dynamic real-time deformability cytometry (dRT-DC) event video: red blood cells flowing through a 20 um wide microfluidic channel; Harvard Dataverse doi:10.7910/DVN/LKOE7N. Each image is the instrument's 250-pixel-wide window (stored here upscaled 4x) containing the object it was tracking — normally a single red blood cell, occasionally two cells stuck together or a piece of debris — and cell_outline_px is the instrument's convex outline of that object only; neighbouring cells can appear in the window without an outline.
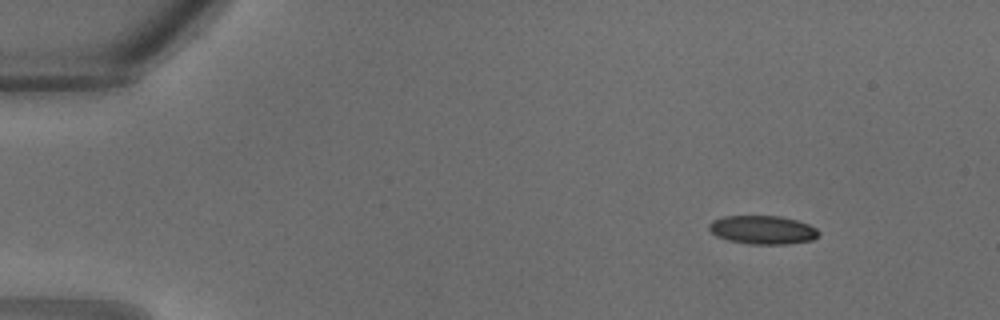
{"species": "common noctule bat (a hibernating species)", "species_latin": "Nyctalus noctula", "temperature_condition": "warm", "stored_images_in_passage": 29, "camera_frame_rate_fps": 3000, "um_per_image_px": 0.085, "animal": {"sex": "male", "body_mass_g": 18.8}, "frame": {"image": 1, "passage_image": 1, "time_ms": 0.0, "image_size_px": [1000, 320], "cell_outline_px": [[820, 236], [812, 240], [788, 244], [748, 244], [728, 240], [716, 236], [708, 228], [708, 224], [712, 220], [724, 216], [780, 216], [796, 220], [808, 224], [816, 228], [820, 232]], "centroid_in_image_um": [64.83, 19.54], "position_along_channel_um": 20.2, "area_um2": 18.38}}
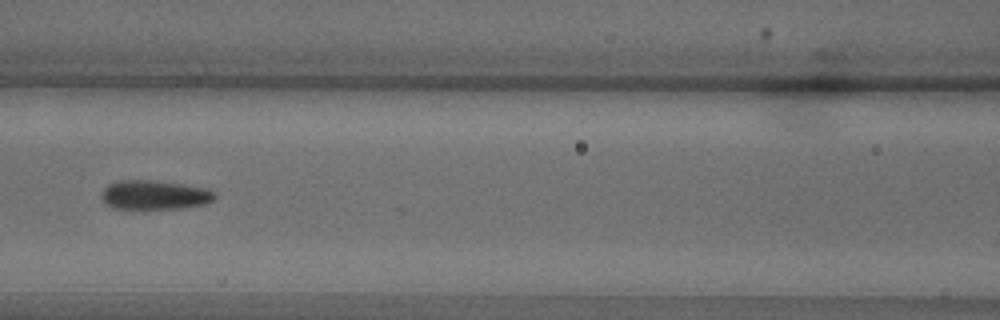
{"frame": {"image": 2, "passage_image": 12, "time_ms": 3.667, "image_size_px": [1000, 320], "cell_outline_px": [[216, 196], [212, 200], [204, 204], [180, 208], [112, 208], [104, 204], [100, 196], [104, 188], [108, 184], [116, 180], [156, 180], [208, 188], [216, 192]], "centroid_in_image_um": [13.1, 16.55], "position_along_channel_um": 153.5, "area_um2": 19.42}}
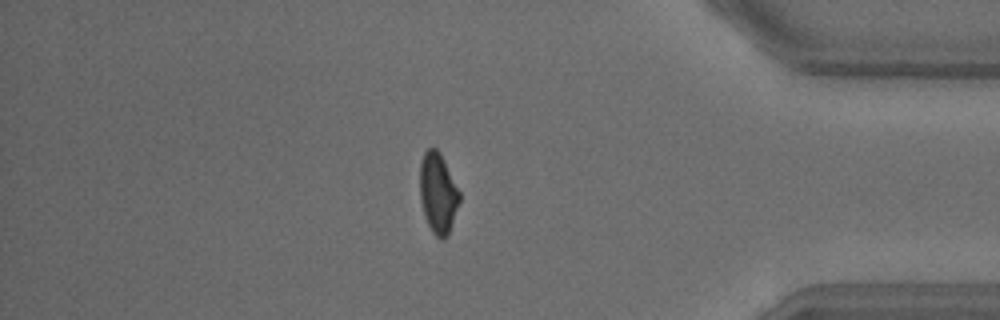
{"frame": {"image": 3, "passage_image": 25, "time_ms": 8.0, "image_size_px": [1000, 320], "cell_outline_px": [[460, 200], [448, 236], [444, 240], [440, 240], [432, 232], [424, 216], [420, 200], [420, 164], [424, 152], [428, 148], [436, 148], [440, 152], [460, 192]], "centroid_in_image_um": [37.22, 16.44], "position_along_channel_um": 398.0, "area_um2": 18.67}}